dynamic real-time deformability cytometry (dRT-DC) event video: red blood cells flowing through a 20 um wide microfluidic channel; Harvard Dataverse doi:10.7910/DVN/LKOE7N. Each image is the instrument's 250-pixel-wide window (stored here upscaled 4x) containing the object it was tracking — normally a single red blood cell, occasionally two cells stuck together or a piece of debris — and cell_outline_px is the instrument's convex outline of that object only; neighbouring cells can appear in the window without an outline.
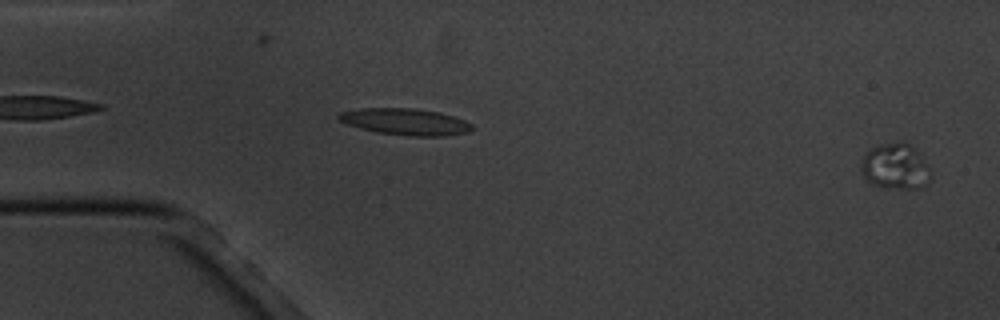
{"species": "common noctule bat (a hibernating species)", "species_latin": "Nyctalus noctula", "temperature_condition": "cold", "stored_images_in_passage": 5, "camera_frame_rate_fps": 3000, "um_per_image_px": 0.085, "animal": {"sex": "male", "body_mass_g": 20.1, "forearm_length_mm": 53.5}, "frame": {"image": 1, "passage_image": 5, "time_ms": 4.667, "image_size_px": [1000, 320], "cell_outline_px": [[932, 176], [928, 184], [924, 188], [884, 188], [872, 184], [860, 172], [860, 168], [864, 152], [880, 144], [896, 140], [900, 140], [916, 148], [932, 172]], "centroid_in_image_um": [76.12, 14.14], "position_along_channel_um": 8.9, "area_um2": 19.13}}